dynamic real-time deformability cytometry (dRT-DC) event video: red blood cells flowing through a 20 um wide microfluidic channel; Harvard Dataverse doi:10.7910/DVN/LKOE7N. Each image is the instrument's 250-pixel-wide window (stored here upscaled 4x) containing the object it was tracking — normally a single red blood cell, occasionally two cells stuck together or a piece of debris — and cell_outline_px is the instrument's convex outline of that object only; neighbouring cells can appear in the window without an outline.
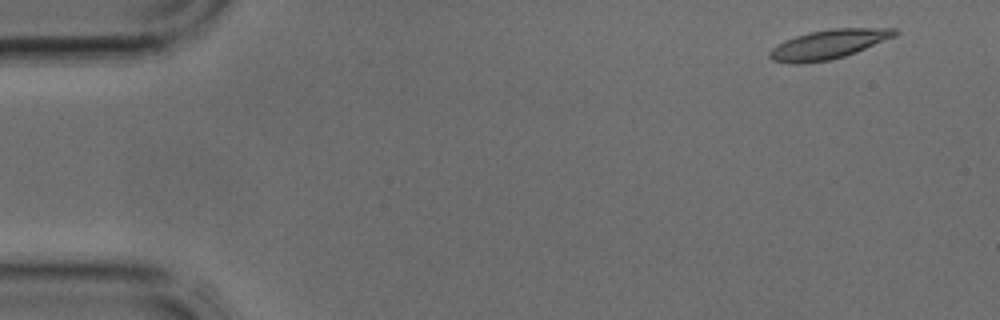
{"species": "common noctule bat (a hibernating species)", "species_latin": "Nyctalus noctula", "temperature_condition": "cold", "stored_images_in_passage": 3, "camera_frame_rate_fps": 3000, "um_per_image_px": 0.085, "animal": {"sex": "male", "body_mass_g": 17.9, "forearm_length_mm": 54.2}, "frame": {"image": 1, "passage_image": 1, "time_ms": 0.0, "image_size_px": [1000, 320], "cell_outline_px": [[900, 32], [896, 36], [856, 52], [844, 56], [828, 60], [796, 64], [792, 64], [772, 60], [768, 56], [768, 52], [776, 44], [784, 40], [808, 32], [832, 28], [896, 28]], "centroid_in_image_um": [70.41, 3.76], "position_along_channel_um": 14.6, "area_um2": 21.44}}